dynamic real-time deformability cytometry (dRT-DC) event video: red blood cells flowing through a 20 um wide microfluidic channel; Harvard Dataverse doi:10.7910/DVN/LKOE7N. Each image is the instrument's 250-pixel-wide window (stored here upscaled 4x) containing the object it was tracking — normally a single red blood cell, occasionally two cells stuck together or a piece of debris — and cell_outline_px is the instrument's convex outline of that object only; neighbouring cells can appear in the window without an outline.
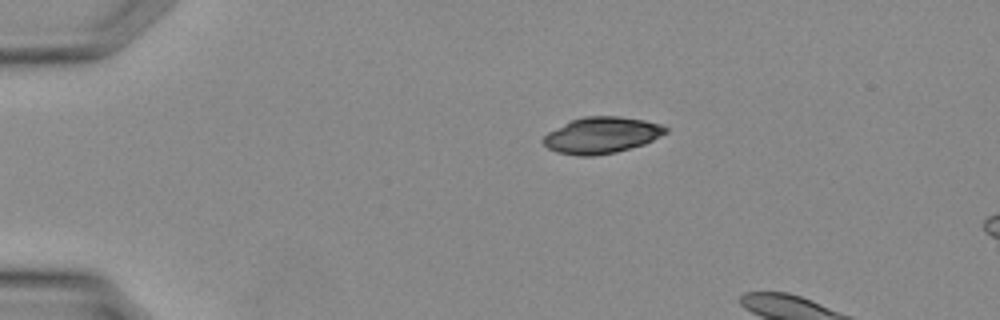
{"species": "Egyptian fruit bat (a non-hibernating species)", "species_latin": "Rousettus aegyptiacus", "temperature_condition": "warm", "stored_images_in_passage": 6, "camera_frame_rate_fps": 3000, "um_per_image_px": 0.085, "animal": {"sex": "female"}, "frame": {"image": 1, "passage_image": 3, "time_ms": 0.667, "image_size_px": [1000, 320], "cell_outline_px": [[668, 132], [644, 144], [616, 152], [592, 156], [580, 156], [556, 152], [548, 148], [540, 140], [548, 132], [572, 120], [584, 116], [620, 116], [644, 120], [660, 124], [668, 128]], "centroid_in_image_um": [51.13, 11.49], "position_along_channel_um": 33.9, "area_um2": 25.84}}